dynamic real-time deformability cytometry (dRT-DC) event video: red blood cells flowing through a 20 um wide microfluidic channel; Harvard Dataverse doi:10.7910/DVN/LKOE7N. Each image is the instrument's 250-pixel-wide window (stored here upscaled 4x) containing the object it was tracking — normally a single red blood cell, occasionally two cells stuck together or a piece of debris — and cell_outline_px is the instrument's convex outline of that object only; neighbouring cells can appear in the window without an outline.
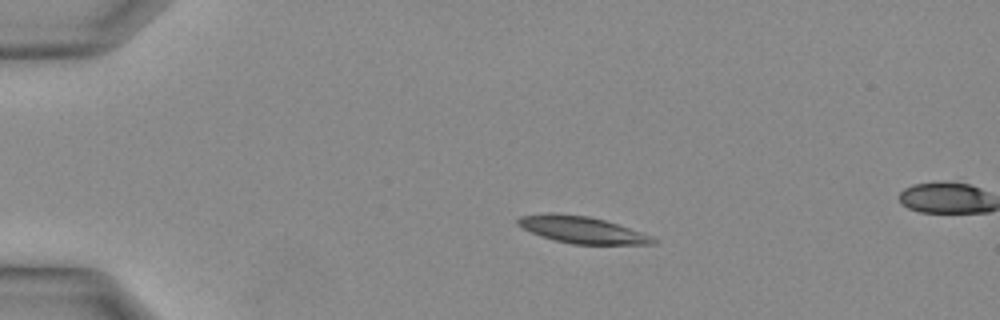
{"species": "Egyptian fruit bat (a non-hibernating species)", "species_latin": "Rousettus aegyptiacus", "temperature_condition": "warm", "stored_images_in_passage": 5, "camera_frame_rate_fps": 3000, "um_per_image_px": 0.085, "animal": {"sex": "female"}, "frame": {"image": 1, "passage_image": 1, "time_ms": 0.0, "image_size_px": [1000, 320], "cell_outline_px": [[656, 244], [572, 244], [540, 236], [516, 224], [516, 220], [520, 216], [548, 212], [552, 212], [588, 216], [604, 220], [652, 236], [656, 240]], "centroid_in_image_um": [49.42, 19.52], "position_along_channel_um": 35.6, "area_um2": 20.92}}